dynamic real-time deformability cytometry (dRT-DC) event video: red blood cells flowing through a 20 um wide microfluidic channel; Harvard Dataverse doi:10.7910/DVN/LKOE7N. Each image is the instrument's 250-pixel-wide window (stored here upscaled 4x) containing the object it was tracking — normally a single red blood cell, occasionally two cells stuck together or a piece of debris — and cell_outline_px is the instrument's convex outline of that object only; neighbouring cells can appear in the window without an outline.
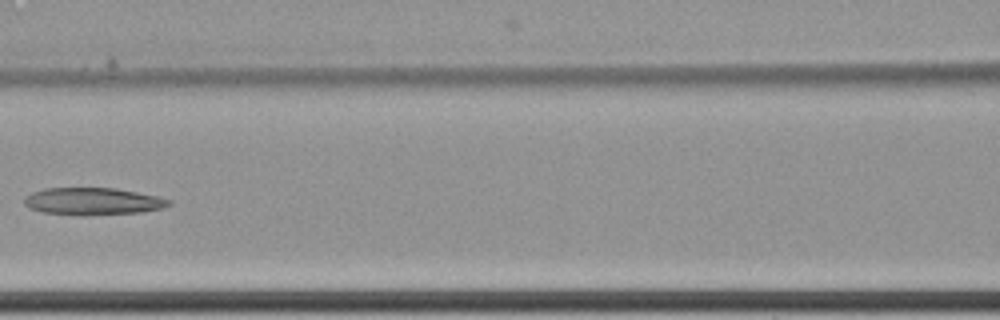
{"species": "common noctule bat (a hibernating species)", "species_latin": "Nyctalus noctula", "temperature_condition": "cold", "stored_images_in_passage": 9, "camera_frame_rate_fps": 3000, "um_per_image_px": 0.085, "animal": {"sex": "female", "body_mass_g": 22.7, "forearm_length_mm": 54.2}, "frame": {"image": 1, "passage_image": 9, "time_ms": 2.667, "image_size_px": [1000, 320], "cell_outline_px": [[172, 204], [164, 208], [140, 212], [44, 212], [28, 208], [24, 204], [24, 200], [32, 192], [44, 188], [116, 188], [156, 196], [172, 200]], "centroid_in_image_um": [7.93, 17.05], "position_along_channel_um": 158.7, "area_um2": 21.62}}